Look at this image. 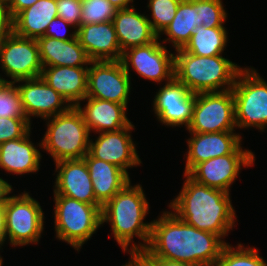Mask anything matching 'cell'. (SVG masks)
<instances>
[{
    "label": "cell",
    "instance_id": "obj_1",
    "mask_svg": "<svg viewBox=\"0 0 267 266\" xmlns=\"http://www.w3.org/2000/svg\"><path fill=\"white\" fill-rule=\"evenodd\" d=\"M151 223L149 243L143 250L150 258L216 266L227 244L219 235L196 229L169 211Z\"/></svg>",
    "mask_w": 267,
    "mask_h": 266
},
{
    "label": "cell",
    "instance_id": "obj_2",
    "mask_svg": "<svg viewBox=\"0 0 267 266\" xmlns=\"http://www.w3.org/2000/svg\"><path fill=\"white\" fill-rule=\"evenodd\" d=\"M184 175L187 179L182 190L169 207L186 224L223 238L235 226L230 193L199 184Z\"/></svg>",
    "mask_w": 267,
    "mask_h": 266
},
{
    "label": "cell",
    "instance_id": "obj_3",
    "mask_svg": "<svg viewBox=\"0 0 267 266\" xmlns=\"http://www.w3.org/2000/svg\"><path fill=\"white\" fill-rule=\"evenodd\" d=\"M130 184L131 182L108 200L101 209L102 224L110 222L112 234L124 252L143 251L149 243L152 224L143 222L149 211V203L141 185ZM134 235L143 240L144 244L137 246L134 243L130 250L128 247Z\"/></svg>",
    "mask_w": 267,
    "mask_h": 266
},
{
    "label": "cell",
    "instance_id": "obj_4",
    "mask_svg": "<svg viewBox=\"0 0 267 266\" xmlns=\"http://www.w3.org/2000/svg\"><path fill=\"white\" fill-rule=\"evenodd\" d=\"M176 52L174 77L193 93L230 90L242 69L221 55L197 56L183 49L176 50ZM226 84L227 87H225Z\"/></svg>",
    "mask_w": 267,
    "mask_h": 266
},
{
    "label": "cell",
    "instance_id": "obj_5",
    "mask_svg": "<svg viewBox=\"0 0 267 266\" xmlns=\"http://www.w3.org/2000/svg\"><path fill=\"white\" fill-rule=\"evenodd\" d=\"M47 119L48 128L39 146L49 152L55 162L83 159L88 153L90 131L77 107Z\"/></svg>",
    "mask_w": 267,
    "mask_h": 266
},
{
    "label": "cell",
    "instance_id": "obj_6",
    "mask_svg": "<svg viewBox=\"0 0 267 266\" xmlns=\"http://www.w3.org/2000/svg\"><path fill=\"white\" fill-rule=\"evenodd\" d=\"M54 197L56 237L79 250L102 225V205L88 204L66 196Z\"/></svg>",
    "mask_w": 267,
    "mask_h": 266
},
{
    "label": "cell",
    "instance_id": "obj_7",
    "mask_svg": "<svg viewBox=\"0 0 267 266\" xmlns=\"http://www.w3.org/2000/svg\"><path fill=\"white\" fill-rule=\"evenodd\" d=\"M235 123L264 130L267 125V83L256 70L241 69L232 88Z\"/></svg>",
    "mask_w": 267,
    "mask_h": 266
},
{
    "label": "cell",
    "instance_id": "obj_8",
    "mask_svg": "<svg viewBox=\"0 0 267 266\" xmlns=\"http://www.w3.org/2000/svg\"><path fill=\"white\" fill-rule=\"evenodd\" d=\"M44 215L39 202L28 193L8 196L4 204L6 237L13 246L37 243L43 232Z\"/></svg>",
    "mask_w": 267,
    "mask_h": 266
},
{
    "label": "cell",
    "instance_id": "obj_9",
    "mask_svg": "<svg viewBox=\"0 0 267 266\" xmlns=\"http://www.w3.org/2000/svg\"><path fill=\"white\" fill-rule=\"evenodd\" d=\"M234 96L232 89L220 92L195 93L193 117L189 132L215 133L235 131Z\"/></svg>",
    "mask_w": 267,
    "mask_h": 266
},
{
    "label": "cell",
    "instance_id": "obj_10",
    "mask_svg": "<svg viewBox=\"0 0 267 266\" xmlns=\"http://www.w3.org/2000/svg\"><path fill=\"white\" fill-rule=\"evenodd\" d=\"M0 64L12 78L11 83L41 77L43 65L37 40L17 36L14 32L3 38L0 41Z\"/></svg>",
    "mask_w": 267,
    "mask_h": 266
},
{
    "label": "cell",
    "instance_id": "obj_11",
    "mask_svg": "<svg viewBox=\"0 0 267 266\" xmlns=\"http://www.w3.org/2000/svg\"><path fill=\"white\" fill-rule=\"evenodd\" d=\"M88 69L86 97L107 100L127 107L130 74L120 60L91 61Z\"/></svg>",
    "mask_w": 267,
    "mask_h": 266
},
{
    "label": "cell",
    "instance_id": "obj_12",
    "mask_svg": "<svg viewBox=\"0 0 267 266\" xmlns=\"http://www.w3.org/2000/svg\"><path fill=\"white\" fill-rule=\"evenodd\" d=\"M253 152L239 145L231 154L211 158L197 164L187 175L195 182L229 193V187L239 175L241 166H252Z\"/></svg>",
    "mask_w": 267,
    "mask_h": 266
},
{
    "label": "cell",
    "instance_id": "obj_13",
    "mask_svg": "<svg viewBox=\"0 0 267 266\" xmlns=\"http://www.w3.org/2000/svg\"><path fill=\"white\" fill-rule=\"evenodd\" d=\"M159 38L145 46L132 47L122 52L121 63L129 74V64L143 78L170 82L174 78V55L159 43ZM129 50V51H128Z\"/></svg>",
    "mask_w": 267,
    "mask_h": 266
},
{
    "label": "cell",
    "instance_id": "obj_14",
    "mask_svg": "<svg viewBox=\"0 0 267 266\" xmlns=\"http://www.w3.org/2000/svg\"><path fill=\"white\" fill-rule=\"evenodd\" d=\"M195 93L175 77L158 91L153 102L155 114L167 126L190 125L193 117Z\"/></svg>",
    "mask_w": 267,
    "mask_h": 266
},
{
    "label": "cell",
    "instance_id": "obj_15",
    "mask_svg": "<svg viewBox=\"0 0 267 266\" xmlns=\"http://www.w3.org/2000/svg\"><path fill=\"white\" fill-rule=\"evenodd\" d=\"M132 129L134 125L131 123L117 131L101 132L95 142L90 140L88 153L96 159L118 166L128 174L127 168L141 164L130 135Z\"/></svg>",
    "mask_w": 267,
    "mask_h": 266
},
{
    "label": "cell",
    "instance_id": "obj_16",
    "mask_svg": "<svg viewBox=\"0 0 267 266\" xmlns=\"http://www.w3.org/2000/svg\"><path fill=\"white\" fill-rule=\"evenodd\" d=\"M17 82H25L16 87L29 122L30 116H39L47 120V118L51 119L57 114L67 112L72 107L70 104L67 105V100L50 87L42 77L18 80L14 84Z\"/></svg>",
    "mask_w": 267,
    "mask_h": 266
},
{
    "label": "cell",
    "instance_id": "obj_17",
    "mask_svg": "<svg viewBox=\"0 0 267 266\" xmlns=\"http://www.w3.org/2000/svg\"><path fill=\"white\" fill-rule=\"evenodd\" d=\"M55 163L58 174L54 196H66L88 204H100L95 198L89 169L84 159L61 160Z\"/></svg>",
    "mask_w": 267,
    "mask_h": 266
},
{
    "label": "cell",
    "instance_id": "obj_18",
    "mask_svg": "<svg viewBox=\"0 0 267 266\" xmlns=\"http://www.w3.org/2000/svg\"><path fill=\"white\" fill-rule=\"evenodd\" d=\"M76 37L91 61L121 59L122 51L112 21L80 25Z\"/></svg>",
    "mask_w": 267,
    "mask_h": 266
},
{
    "label": "cell",
    "instance_id": "obj_19",
    "mask_svg": "<svg viewBox=\"0 0 267 266\" xmlns=\"http://www.w3.org/2000/svg\"><path fill=\"white\" fill-rule=\"evenodd\" d=\"M188 140V154L184 174H188L197 164L211 158L231 154L241 142V136L233 131L215 133H193Z\"/></svg>",
    "mask_w": 267,
    "mask_h": 266
},
{
    "label": "cell",
    "instance_id": "obj_20",
    "mask_svg": "<svg viewBox=\"0 0 267 266\" xmlns=\"http://www.w3.org/2000/svg\"><path fill=\"white\" fill-rule=\"evenodd\" d=\"M112 22L122 52L132 47L148 45L159 38L150 25L149 18L135 11L133 6L117 10Z\"/></svg>",
    "mask_w": 267,
    "mask_h": 266
},
{
    "label": "cell",
    "instance_id": "obj_21",
    "mask_svg": "<svg viewBox=\"0 0 267 266\" xmlns=\"http://www.w3.org/2000/svg\"><path fill=\"white\" fill-rule=\"evenodd\" d=\"M89 67L53 66L43 67L41 77L71 106L80 105L87 94ZM73 102V103H72Z\"/></svg>",
    "mask_w": 267,
    "mask_h": 266
},
{
    "label": "cell",
    "instance_id": "obj_22",
    "mask_svg": "<svg viewBox=\"0 0 267 266\" xmlns=\"http://www.w3.org/2000/svg\"><path fill=\"white\" fill-rule=\"evenodd\" d=\"M83 100H88L86 106L76 107L82 113L90 132L117 131L131 124L126 116L125 105L90 97H85Z\"/></svg>",
    "mask_w": 267,
    "mask_h": 266
},
{
    "label": "cell",
    "instance_id": "obj_23",
    "mask_svg": "<svg viewBox=\"0 0 267 266\" xmlns=\"http://www.w3.org/2000/svg\"><path fill=\"white\" fill-rule=\"evenodd\" d=\"M83 159L89 169L95 198L102 206L130 182L129 174L112 163L96 159L89 153Z\"/></svg>",
    "mask_w": 267,
    "mask_h": 266
},
{
    "label": "cell",
    "instance_id": "obj_24",
    "mask_svg": "<svg viewBox=\"0 0 267 266\" xmlns=\"http://www.w3.org/2000/svg\"><path fill=\"white\" fill-rule=\"evenodd\" d=\"M30 130L19 139L0 144V168L14 174L39 170L41 153L30 141Z\"/></svg>",
    "mask_w": 267,
    "mask_h": 266
},
{
    "label": "cell",
    "instance_id": "obj_25",
    "mask_svg": "<svg viewBox=\"0 0 267 266\" xmlns=\"http://www.w3.org/2000/svg\"><path fill=\"white\" fill-rule=\"evenodd\" d=\"M37 43L43 67H80L89 65L91 62L77 37L73 40L62 41L43 36L37 39Z\"/></svg>",
    "mask_w": 267,
    "mask_h": 266
},
{
    "label": "cell",
    "instance_id": "obj_26",
    "mask_svg": "<svg viewBox=\"0 0 267 266\" xmlns=\"http://www.w3.org/2000/svg\"><path fill=\"white\" fill-rule=\"evenodd\" d=\"M57 16L56 0H38L13 19V32L37 40L45 35L48 24Z\"/></svg>",
    "mask_w": 267,
    "mask_h": 266
},
{
    "label": "cell",
    "instance_id": "obj_27",
    "mask_svg": "<svg viewBox=\"0 0 267 266\" xmlns=\"http://www.w3.org/2000/svg\"><path fill=\"white\" fill-rule=\"evenodd\" d=\"M202 26L199 22V0H182L179 3L172 22L163 30L176 50L183 49L189 42L196 28Z\"/></svg>",
    "mask_w": 267,
    "mask_h": 266
},
{
    "label": "cell",
    "instance_id": "obj_28",
    "mask_svg": "<svg viewBox=\"0 0 267 266\" xmlns=\"http://www.w3.org/2000/svg\"><path fill=\"white\" fill-rule=\"evenodd\" d=\"M225 27L206 28L203 25L196 28L183 50L197 56L221 55L227 43Z\"/></svg>",
    "mask_w": 267,
    "mask_h": 266
},
{
    "label": "cell",
    "instance_id": "obj_29",
    "mask_svg": "<svg viewBox=\"0 0 267 266\" xmlns=\"http://www.w3.org/2000/svg\"><path fill=\"white\" fill-rule=\"evenodd\" d=\"M216 266H267V263L259 256L256 248H244L238 244L235 249L226 244Z\"/></svg>",
    "mask_w": 267,
    "mask_h": 266
},
{
    "label": "cell",
    "instance_id": "obj_30",
    "mask_svg": "<svg viewBox=\"0 0 267 266\" xmlns=\"http://www.w3.org/2000/svg\"><path fill=\"white\" fill-rule=\"evenodd\" d=\"M116 12L108 0H81L80 25L112 21Z\"/></svg>",
    "mask_w": 267,
    "mask_h": 266
},
{
    "label": "cell",
    "instance_id": "obj_31",
    "mask_svg": "<svg viewBox=\"0 0 267 266\" xmlns=\"http://www.w3.org/2000/svg\"><path fill=\"white\" fill-rule=\"evenodd\" d=\"M182 0H149L148 7L152 12V19H149L153 30L159 35L172 22L175 17L179 3Z\"/></svg>",
    "mask_w": 267,
    "mask_h": 266
},
{
    "label": "cell",
    "instance_id": "obj_32",
    "mask_svg": "<svg viewBox=\"0 0 267 266\" xmlns=\"http://www.w3.org/2000/svg\"><path fill=\"white\" fill-rule=\"evenodd\" d=\"M226 17L221 0H199V22L204 27H224Z\"/></svg>",
    "mask_w": 267,
    "mask_h": 266
},
{
    "label": "cell",
    "instance_id": "obj_33",
    "mask_svg": "<svg viewBox=\"0 0 267 266\" xmlns=\"http://www.w3.org/2000/svg\"><path fill=\"white\" fill-rule=\"evenodd\" d=\"M0 117L26 118L20 93L14 83L0 93Z\"/></svg>",
    "mask_w": 267,
    "mask_h": 266
},
{
    "label": "cell",
    "instance_id": "obj_34",
    "mask_svg": "<svg viewBox=\"0 0 267 266\" xmlns=\"http://www.w3.org/2000/svg\"><path fill=\"white\" fill-rule=\"evenodd\" d=\"M30 124L27 118L0 117V144L22 138L30 130Z\"/></svg>",
    "mask_w": 267,
    "mask_h": 266
},
{
    "label": "cell",
    "instance_id": "obj_35",
    "mask_svg": "<svg viewBox=\"0 0 267 266\" xmlns=\"http://www.w3.org/2000/svg\"><path fill=\"white\" fill-rule=\"evenodd\" d=\"M58 16L78 29L81 20V0H56Z\"/></svg>",
    "mask_w": 267,
    "mask_h": 266
},
{
    "label": "cell",
    "instance_id": "obj_36",
    "mask_svg": "<svg viewBox=\"0 0 267 266\" xmlns=\"http://www.w3.org/2000/svg\"><path fill=\"white\" fill-rule=\"evenodd\" d=\"M63 25V26H62ZM73 27L71 24L67 23L63 18L57 16L56 18H54L47 26V30L45 33V37H51L54 39H58V40H62V41H68V40H73L76 38V30L74 32H72V34H70V36L65 37V32L60 34L58 27H64V29H66L65 27ZM63 32V31H62Z\"/></svg>",
    "mask_w": 267,
    "mask_h": 266
},
{
    "label": "cell",
    "instance_id": "obj_37",
    "mask_svg": "<svg viewBox=\"0 0 267 266\" xmlns=\"http://www.w3.org/2000/svg\"><path fill=\"white\" fill-rule=\"evenodd\" d=\"M13 33V17L9 7L0 2V41Z\"/></svg>",
    "mask_w": 267,
    "mask_h": 266
},
{
    "label": "cell",
    "instance_id": "obj_38",
    "mask_svg": "<svg viewBox=\"0 0 267 266\" xmlns=\"http://www.w3.org/2000/svg\"><path fill=\"white\" fill-rule=\"evenodd\" d=\"M38 0H12L9 10L13 19L23 10L35 4Z\"/></svg>",
    "mask_w": 267,
    "mask_h": 266
},
{
    "label": "cell",
    "instance_id": "obj_39",
    "mask_svg": "<svg viewBox=\"0 0 267 266\" xmlns=\"http://www.w3.org/2000/svg\"><path fill=\"white\" fill-rule=\"evenodd\" d=\"M135 266H158L144 251H135Z\"/></svg>",
    "mask_w": 267,
    "mask_h": 266
},
{
    "label": "cell",
    "instance_id": "obj_40",
    "mask_svg": "<svg viewBox=\"0 0 267 266\" xmlns=\"http://www.w3.org/2000/svg\"><path fill=\"white\" fill-rule=\"evenodd\" d=\"M12 190V186L8 182L0 178V205L5 204L8 198L7 195H9Z\"/></svg>",
    "mask_w": 267,
    "mask_h": 266
},
{
    "label": "cell",
    "instance_id": "obj_41",
    "mask_svg": "<svg viewBox=\"0 0 267 266\" xmlns=\"http://www.w3.org/2000/svg\"><path fill=\"white\" fill-rule=\"evenodd\" d=\"M158 266H196L193 264L179 262V261H172L167 260L164 258H151Z\"/></svg>",
    "mask_w": 267,
    "mask_h": 266
},
{
    "label": "cell",
    "instance_id": "obj_42",
    "mask_svg": "<svg viewBox=\"0 0 267 266\" xmlns=\"http://www.w3.org/2000/svg\"><path fill=\"white\" fill-rule=\"evenodd\" d=\"M6 240L5 221H4V205H0V248Z\"/></svg>",
    "mask_w": 267,
    "mask_h": 266
},
{
    "label": "cell",
    "instance_id": "obj_43",
    "mask_svg": "<svg viewBox=\"0 0 267 266\" xmlns=\"http://www.w3.org/2000/svg\"><path fill=\"white\" fill-rule=\"evenodd\" d=\"M117 10L128 9L129 3L133 0H108Z\"/></svg>",
    "mask_w": 267,
    "mask_h": 266
},
{
    "label": "cell",
    "instance_id": "obj_44",
    "mask_svg": "<svg viewBox=\"0 0 267 266\" xmlns=\"http://www.w3.org/2000/svg\"><path fill=\"white\" fill-rule=\"evenodd\" d=\"M11 83V81L5 80L0 77V93Z\"/></svg>",
    "mask_w": 267,
    "mask_h": 266
},
{
    "label": "cell",
    "instance_id": "obj_45",
    "mask_svg": "<svg viewBox=\"0 0 267 266\" xmlns=\"http://www.w3.org/2000/svg\"><path fill=\"white\" fill-rule=\"evenodd\" d=\"M131 255V259L127 264H124L122 266H135V251H129Z\"/></svg>",
    "mask_w": 267,
    "mask_h": 266
},
{
    "label": "cell",
    "instance_id": "obj_46",
    "mask_svg": "<svg viewBox=\"0 0 267 266\" xmlns=\"http://www.w3.org/2000/svg\"><path fill=\"white\" fill-rule=\"evenodd\" d=\"M0 2H2L3 4H5L7 7L10 6L12 0H0Z\"/></svg>",
    "mask_w": 267,
    "mask_h": 266
},
{
    "label": "cell",
    "instance_id": "obj_47",
    "mask_svg": "<svg viewBox=\"0 0 267 266\" xmlns=\"http://www.w3.org/2000/svg\"><path fill=\"white\" fill-rule=\"evenodd\" d=\"M2 262L3 260H2V257L0 256V266H2Z\"/></svg>",
    "mask_w": 267,
    "mask_h": 266
}]
</instances>
